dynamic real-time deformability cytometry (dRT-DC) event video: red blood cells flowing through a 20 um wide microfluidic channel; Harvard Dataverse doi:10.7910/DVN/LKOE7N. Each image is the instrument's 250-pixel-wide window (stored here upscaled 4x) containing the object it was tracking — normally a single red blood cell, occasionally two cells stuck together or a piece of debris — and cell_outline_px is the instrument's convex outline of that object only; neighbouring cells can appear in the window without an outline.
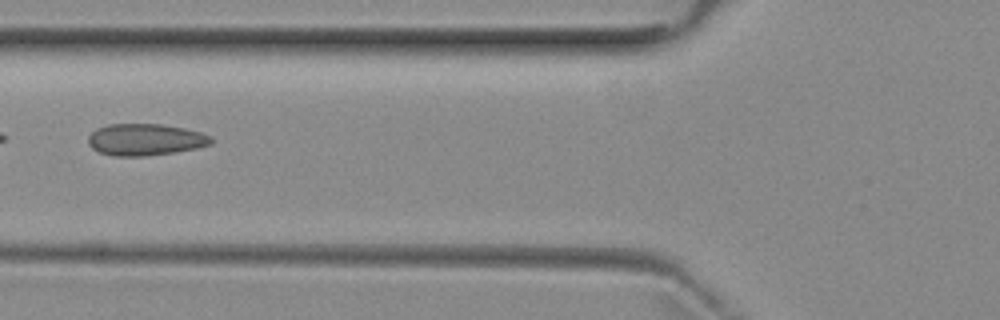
{"species": "common noctule bat (a hibernating species)", "species_latin": "Nyctalus noctula", "temperature_condition": "room temperature", "stored_images_in_passage": 3, "camera_frame_rate_fps": 3000, "um_per_image_px": 0.085, "animal": {"sex": "female", "body_mass_g": 29.2, "forearm_length_mm": 56.3}, "frame": {"image": 1, "passage_image": 3, "time_ms": 2.333, "image_size_px": [1000, 320], "cell_outline_px": [[212, 144], [196, 148], [172, 152], [144, 156], [116, 156], [100, 152], [92, 148], [88, 144], [88, 136], [96, 128], [108, 124], [160, 124], [184, 128], [200, 132], [212, 136]], "centroid_in_image_um": [12.34, 11.86], "position_along_channel_um": 113.5, "area_um2": 22.66}}